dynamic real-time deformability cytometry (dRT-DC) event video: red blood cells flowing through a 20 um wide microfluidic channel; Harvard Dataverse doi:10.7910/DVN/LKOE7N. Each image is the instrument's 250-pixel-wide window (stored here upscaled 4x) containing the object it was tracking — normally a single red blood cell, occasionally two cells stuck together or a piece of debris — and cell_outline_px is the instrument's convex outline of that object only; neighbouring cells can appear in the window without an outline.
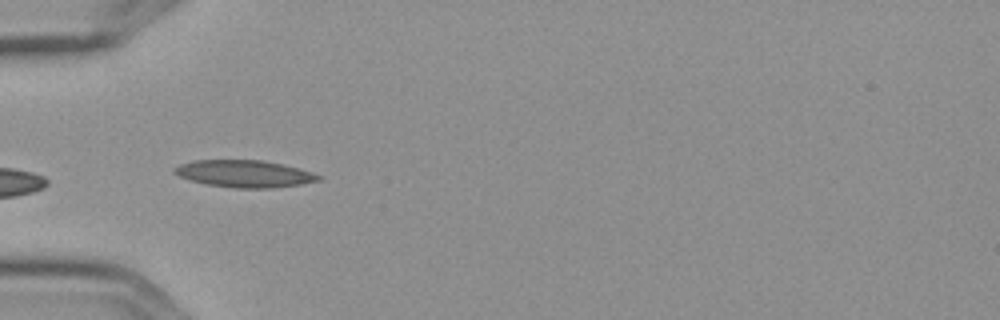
{"species": "Egyptian fruit bat (a non-hibernating species)", "species_latin": "Rousettus aegyptiacus", "temperature_condition": "cold", "stored_images_in_passage": 5, "camera_frame_rate_fps": 3000, "um_per_image_px": 0.085, "frame": {"image": 1, "passage_image": 5, "time_ms": 1.333, "image_size_px": [1000, 320], "cell_outline_px": [[324, 176], [320, 180], [300, 184], [272, 188], [232, 188], [204, 184], [180, 176], [172, 172], [180, 164], [192, 160], [260, 160], [280, 164], [312, 172]], "centroid_in_image_um": [20.77, 14.77], "position_along_channel_um": 64.2, "area_um2": 22.6}}